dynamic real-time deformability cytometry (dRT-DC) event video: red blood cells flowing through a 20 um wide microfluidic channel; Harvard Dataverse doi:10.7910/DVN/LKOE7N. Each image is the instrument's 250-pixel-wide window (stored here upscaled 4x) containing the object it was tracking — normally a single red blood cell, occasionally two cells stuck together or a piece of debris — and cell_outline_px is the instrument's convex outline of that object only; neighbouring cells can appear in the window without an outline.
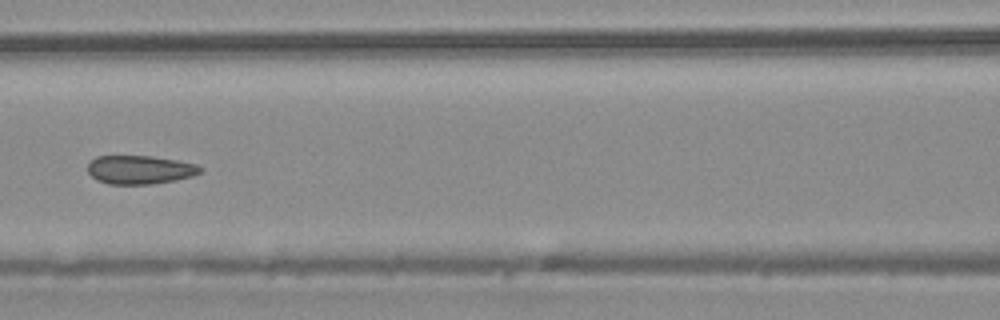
{"species": "common noctule bat (a hibernating species)", "species_latin": "Nyctalus noctula", "temperature_condition": "warm", "stored_images_in_passage": 46, "camera_frame_rate_fps": 3000, "um_per_image_px": 0.085, "animal": {"sex": "male", "body_mass_g": 20.4}, "frame": {"image": 1, "passage_image": 20, "time_ms": 6.333, "image_size_px": [1000, 320], "cell_outline_px": [[204, 168], [200, 172], [192, 176], [176, 180], [152, 184], [108, 184], [96, 180], [88, 172], [88, 164], [96, 156], [152, 156], [176, 160], [196, 164]], "centroid_in_image_um": [11.89, 14.43], "position_along_channel_um": 154.7, "area_um2": 18.79}}